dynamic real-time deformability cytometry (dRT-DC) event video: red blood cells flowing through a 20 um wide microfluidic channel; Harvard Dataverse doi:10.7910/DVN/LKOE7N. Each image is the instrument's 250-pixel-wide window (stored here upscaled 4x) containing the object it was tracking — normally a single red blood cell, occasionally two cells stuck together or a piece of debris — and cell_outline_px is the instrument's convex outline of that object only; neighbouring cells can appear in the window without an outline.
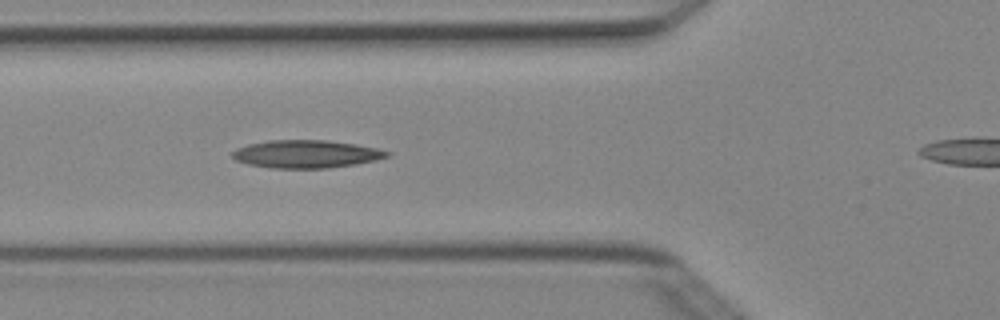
{"species": "Egyptian fruit bat (a non-hibernating species)", "species_latin": "Rousettus aegyptiacus", "temperature_condition": "cold", "stored_images_in_passage": 4, "segment_of_instrument_passage": [1, 2], "camera_frame_rate_fps": 3000, "um_per_image_px": 0.085, "animal": {"sex": "female"}, "frame": {"image": 1, "passage_image": 3, "time_ms": 0.667, "image_size_px": [1000, 320], "cell_outline_px": [[392, 152], [388, 156], [376, 160], [356, 164], [328, 168], [272, 168], [248, 164], [236, 160], [232, 156], [232, 152], [236, 148], [248, 144], [268, 140], [324, 140], [352, 144], [376, 148]], "centroid_in_image_um": [26.0, 13.09], "position_along_channel_um": 99.8, "area_um2": 24.97}}